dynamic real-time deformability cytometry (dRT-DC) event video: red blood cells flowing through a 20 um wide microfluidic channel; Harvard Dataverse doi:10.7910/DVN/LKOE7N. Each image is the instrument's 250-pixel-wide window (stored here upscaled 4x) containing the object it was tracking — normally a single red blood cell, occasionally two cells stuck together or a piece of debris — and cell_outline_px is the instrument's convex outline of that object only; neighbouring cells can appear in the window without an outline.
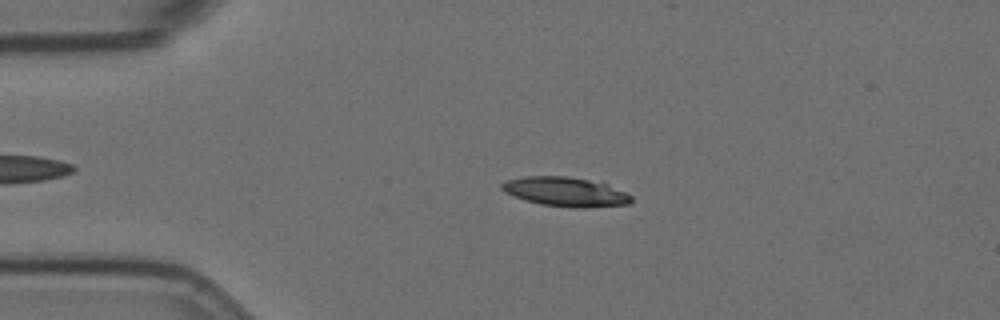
{"species": "Egyptian fruit bat (a non-hibernating species)", "species_latin": "Rousettus aegyptiacus", "temperature_condition": "room temperature", "stored_images_in_passage": 56, "camera_frame_rate_fps": 3000, "um_per_image_px": 0.085, "animal": {"sex": "female"}, "frame": {"image": 1, "passage_image": 12, "time_ms": 3.667, "image_size_px": [1000, 320], "cell_outline_px": [[632, 200], [628, 204], [584, 208], [572, 208], [540, 204], [504, 192], [500, 188], [500, 184], [504, 180], [524, 176], [568, 176], [588, 180], [604, 184], [624, 192], [632, 196]], "centroid_in_image_um": [48.01, 16.3], "position_along_channel_um": 37.0, "area_um2": 21.91}}
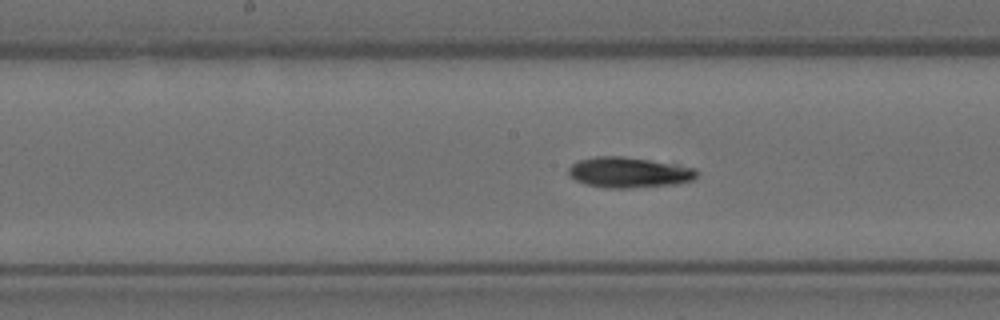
{"frame": {"image": 2, "passage_image": 28, "time_ms": 9.0, "image_size_px": [1000, 320], "cell_outline_px": [[696, 176], [692, 180], [676, 184], [628, 188], [604, 188], [588, 184], [576, 180], [568, 176], [568, 168], [572, 164], [580, 160], [596, 156], [624, 156], [676, 164], [696, 168]], "centroid_in_image_um": [53.44, 14.65], "position_along_channel_um": 194.8, "area_um2": 22.77}}
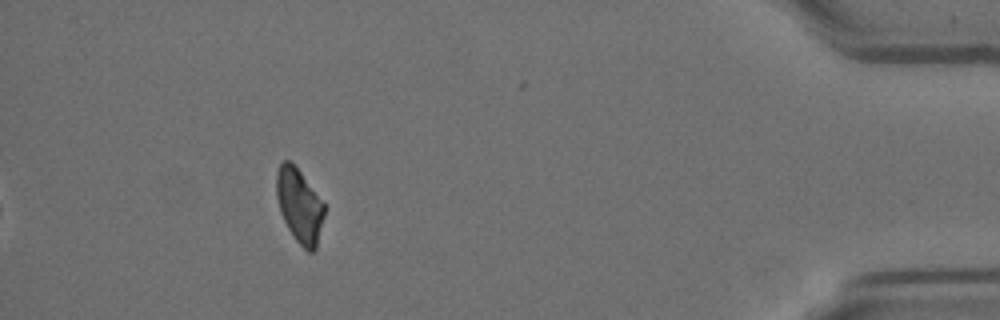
{"frame": {"image": 3, "passage_image": 51, "time_ms": 16.667, "image_size_px": [1000, 320], "cell_outline_px": [[324, 216], [316, 248], [312, 252], [308, 252], [296, 240], [288, 228], [280, 212], [276, 196], [276, 172], [280, 164], [284, 160], [288, 160], [300, 172], [324, 204]], "centroid_in_image_um": [25.43, 17.49], "position_along_channel_um": 409.8, "area_um2": 20.23}, "authors_computed_cell_mechanics": {"area_um2": 21.964, "velocity_mm_per_s": 3.5788, "shape_relaxation_time_tau1_ms": 5.4079, "shape_relaxation_time_tau2_ms": 9.4857, "deformation_change_tau1": 0.1758, "deformation_change_tau2": 0.1822}}